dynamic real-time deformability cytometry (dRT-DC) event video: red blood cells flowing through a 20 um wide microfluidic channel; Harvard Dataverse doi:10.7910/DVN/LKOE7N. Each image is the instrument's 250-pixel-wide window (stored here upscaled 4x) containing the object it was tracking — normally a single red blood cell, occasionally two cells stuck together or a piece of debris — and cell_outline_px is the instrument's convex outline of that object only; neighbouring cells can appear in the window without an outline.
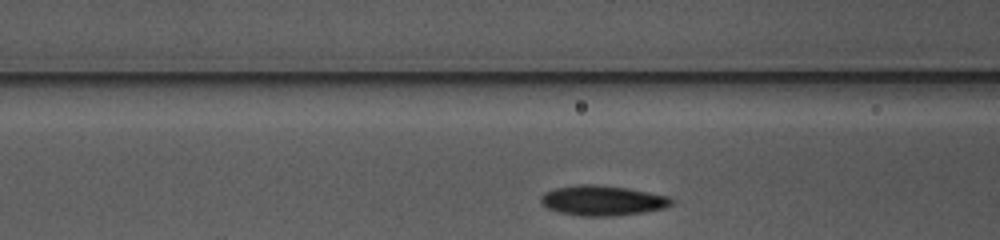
{"species": "common noctule bat (a hibernating species)", "species_latin": "Nyctalus noctula", "temperature_condition": "warm", "stored_images_in_passage": 22, "camera_frame_rate_fps": 3000, "um_per_image_px": 0.085, "animal": {"sex": "female", "body_mass_g": 10.0, "forearm_length_mm": 53.1}, "frame": {"image": 1, "passage_image": 4, "time_ms": 1.0, "image_size_px": [1000, 240], "cell_outline_px": [[672, 204], [664, 208], [644, 212], [616, 216], [580, 216], [560, 212], [548, 208], [540, 204], [540, 196], [544, 192], [556, 188], [580, 184], [592, 184], [628, 188], [668, 196], [672, 200]], "centroid_in_image_um": [51.18, 17.05], "position_along_channel_um": 115.4, "area_um2": 22.89}}
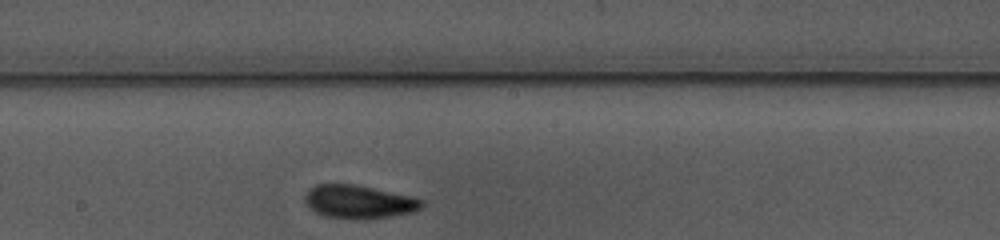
{"frame": {"image": 2, "passage_image": 12, "time_ms": 3.667, "image_size_px": [1000, 240], "cell_outline_px": [[424, 204], [420, 208], [412, 212], [388, 216], [324, 216], [316, 212], [304, 200], [304, 196], [308, 188], [316, 184], [352, 184], [412, 196], [424, 200]], "centroid_in_image_um": [30.49, 17.09], "position_along_channel_um": 217.7, "area_um2": 21.62}}
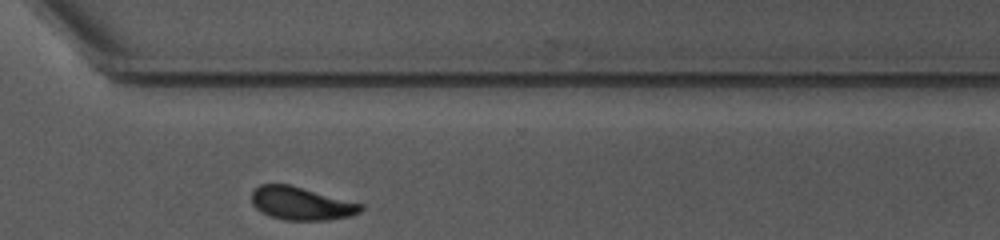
{"frame": {"image": 3, "passage_image": 22, "time_ms": 7.0, "image_size_px": [1000, 240], "cell_outline_px": [[364, 208], [360, 212], [352, 216], [328, 220], [284, 220], [272, 216], [256, 208], [252, 204], [252, 192], [260, 184], [288, 184], [364, 204]], "centroid_in_image_um": [25.65, 17.3], "position_along_channel_um": 345.0, "area_um2": 20.92}}